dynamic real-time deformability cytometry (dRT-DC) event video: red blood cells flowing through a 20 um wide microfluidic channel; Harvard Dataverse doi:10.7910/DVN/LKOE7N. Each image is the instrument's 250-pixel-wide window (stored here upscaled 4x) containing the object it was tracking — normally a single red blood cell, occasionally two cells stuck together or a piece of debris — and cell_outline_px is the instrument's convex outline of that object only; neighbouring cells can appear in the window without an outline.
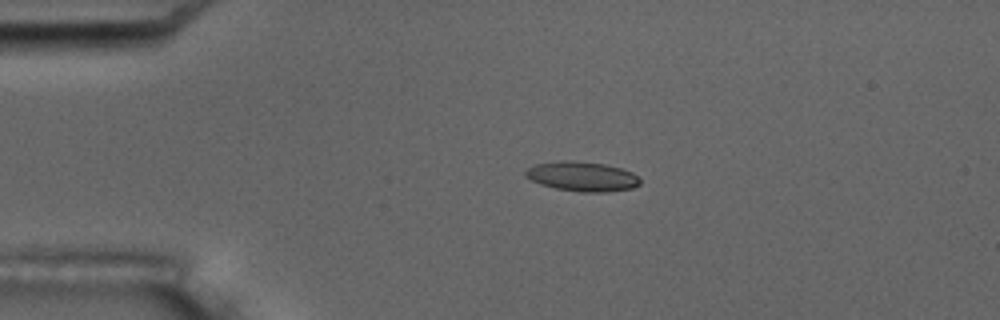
{"species": "common noctule bat (a hibernating species)", "species_latin": "Nyctalus noctula", "temperature_condition": "room temperature", "stored_images_in_passage": 4, "camera_frame_rate_fps": 3000, "um_per_image_px": 0.085, "animal": {"sex": "male", "body_mass_g": 17.5, "forearm_length_mm": 52.3}, "frame": {"image": 1, "passage_image": 2, "time_ms": 1.333, "image_size_px": [1000, 320], "cell_outline_px": [[640, 184], [632, 188], [604, 192], [580, 192], [556, 188], [540, 184], [524, 176], [524, 172], [528, 168], [536, 164], [564, 160], [604, 164], [620, 168], [632, 172], [640, 180]], "centroid_in_image_um": [49.47, 15.0], "position_along_channel_um": 35.5, "area_um2": 19.54}}